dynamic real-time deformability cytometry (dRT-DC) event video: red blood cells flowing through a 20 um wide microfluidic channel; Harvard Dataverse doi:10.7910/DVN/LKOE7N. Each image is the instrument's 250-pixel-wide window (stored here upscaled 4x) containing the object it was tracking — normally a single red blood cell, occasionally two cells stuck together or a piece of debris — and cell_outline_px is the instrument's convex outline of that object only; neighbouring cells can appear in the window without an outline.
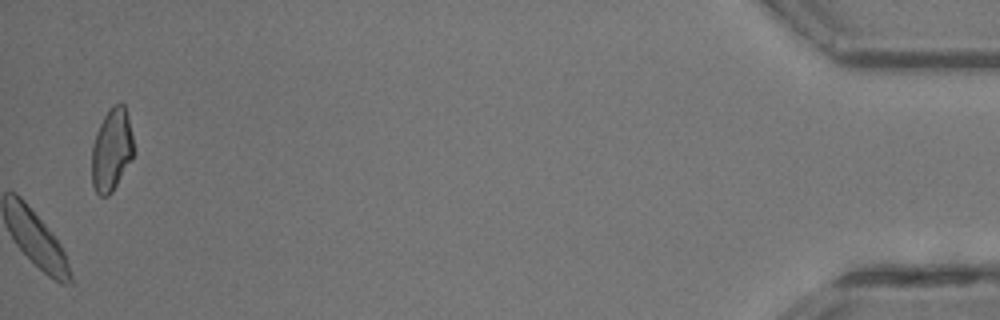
{"species": "common noctule bat (a hibernating species)", "species_latin": "Nyctalus noctula", "temperature_condition": "room temperature", "stored_images_in_passage": 21, "camera_frame_rate_fps": 3000, "um_per_image_px": 0.085, "animal": {"sex": "male", "body_mass_g": 13.3}, "frame": {"image": 1, "passage_image": 21, "time_ms": 6.667, "image_size_px": [1000, 320], "cell_outline_px": [[136, 152], [132, 160], [112, 192], [108, 196], [100, 196], [96, 192], [92, 184], [92, 144], [96, 132], [104, 116], [112, 104], [120, 100], [124, 104], [128, 116]], "centroid_in_image_um": [9.51, 12.71], "position_along_channel_um": 425.7, "area_um2": 20.63}}